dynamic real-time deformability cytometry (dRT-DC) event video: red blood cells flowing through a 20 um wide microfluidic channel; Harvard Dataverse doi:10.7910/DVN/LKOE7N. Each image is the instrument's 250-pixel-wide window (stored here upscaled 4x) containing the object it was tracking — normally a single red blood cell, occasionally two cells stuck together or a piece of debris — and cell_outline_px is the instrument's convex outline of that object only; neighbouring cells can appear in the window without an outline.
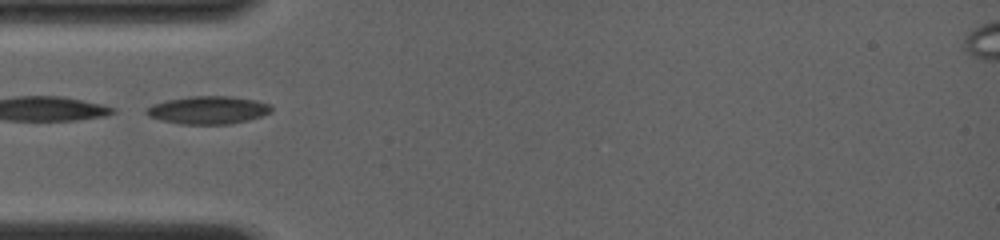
{"species": "common noctule bat (a hibernating species)", "species_latin": "Nyctalus noctula", "temperature_condition": "room temperature", "stored_images_in_passage": 23, "camera_frame_rate_fps": 4000, "um_per_image_px": 0.085, "animal": {"sex": "female", "body_mass_g": 19.0, "forearm_length_mm": 56.7}, "frame": {"image": 1, "passage_image": 1, "time_ms": 0.0, "image_size_px": [1000, 240], "cell_outline_px": [[272, 112], [248, 120], [228, 124], [180, 124], [160, 120], [148, 116], [144, 112], [152, 104], [168, 100], [188, 96], [232, 96], [256, 100], [272, 104]], "centroid_in_image_um": [17.7, 9.35], "position_along_channel_um": 67.3, "area_um2": 20.4}}
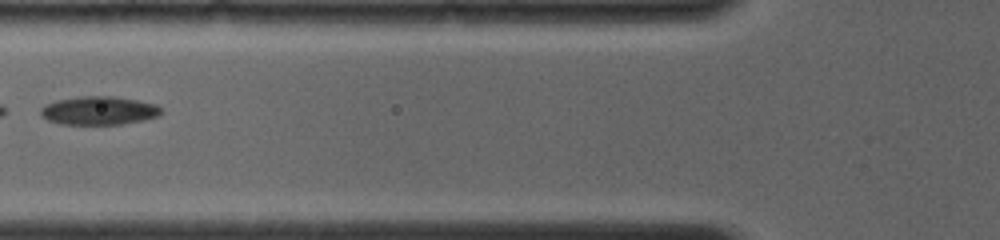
{"frame": {"image": 2, "passage_image": 4, "time_ms": 1.25, "image_size_px": [1000, 240], "cell_outline_px": [[160, 116], [144, 120], [120, 124], [60, 124], [48, 120], [40, 116], [40, 108], [56, 100], [80, 96], [112, 96], [136, 100], [156, 104], [160, 108]], "centroid_in_image_um": [8.39, 9.4], "position_along_channel_um": 117.4, "area_um2": 19.94}}
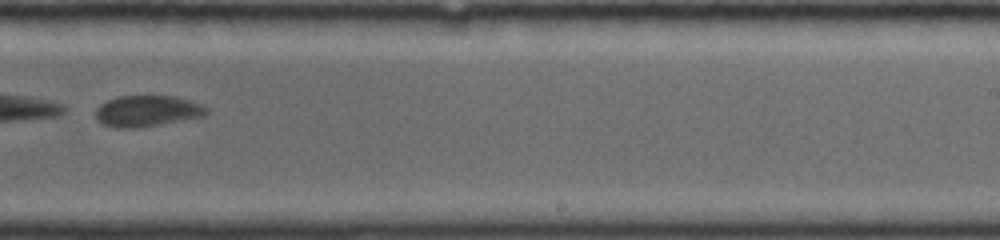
{"frame": {"image": 3, "passage_image": 14, "time_ms": 5.25, "image_size_px": [1000, 240], "cell_outline_px": [[208, 112], [204, 116], [160, 124], [136, 128], [116, 128], [100, 124], [96, 120], [96, 108], [100, 104], [108, 100], [120, 96], [176, 96], [192, 100], [208, 108]], "centroid_in_image_um": [12.49, 9.44], "position_along_channel_um": 276.5, "area_um2": 20.23}}